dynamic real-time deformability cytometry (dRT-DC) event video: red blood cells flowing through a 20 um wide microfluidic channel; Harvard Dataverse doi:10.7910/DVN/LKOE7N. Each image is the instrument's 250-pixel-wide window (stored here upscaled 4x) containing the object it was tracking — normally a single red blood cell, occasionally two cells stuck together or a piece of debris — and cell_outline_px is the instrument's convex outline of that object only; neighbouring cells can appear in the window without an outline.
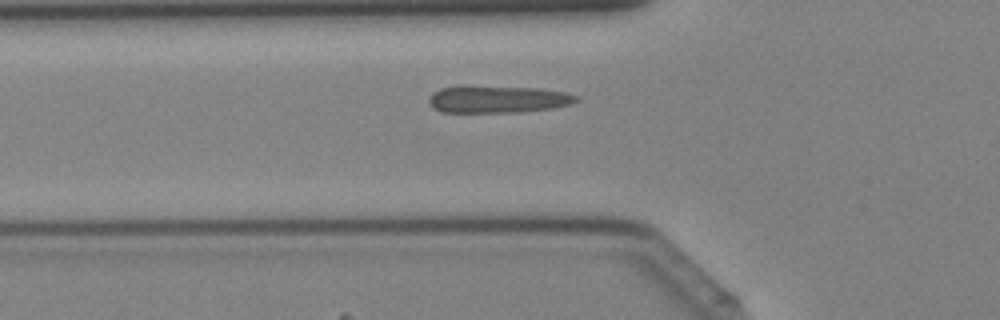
{"species": "Egyptian fruit bat (a non-hibernating species)", "species_latin": "Rousettus aegyptiacus", "temperature_condition": "cold", "stored_images_in_passage": 38, "camera_frame_rate_fps": 3000, "um_per_image_px": 0.085, "animal": {"sex": "female"}, "frame": {"image": 1, "passage_image": 10, "time_ms": 3.0, "image_size_px": [1000, 320], "cell_outline_px": [[580, 100], [572, 104], [556, 108], [520, 112], [440, 112], [428, 100], [432, 92], [440, 88], [460, 84], [468, 84], [540, 88], [564, 92], [576, 96]], "centroid_in_image_um": [42.3, 8.4], "position_along_channel_um": 83.5, "area_um2": 24.1}}
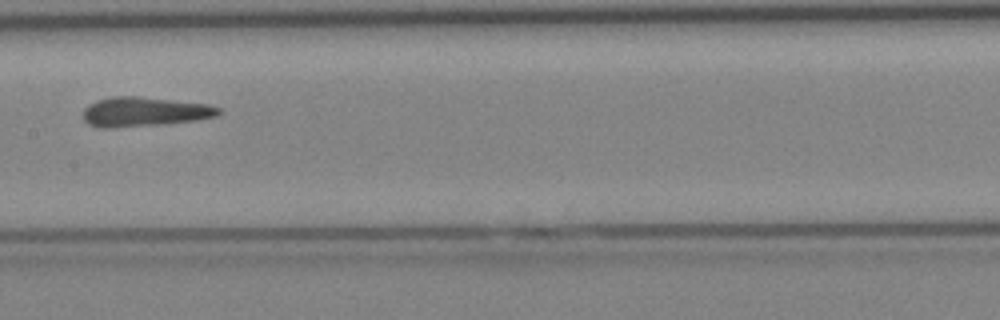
{"frame": {"image": 2, "passage_image": 17, "time_ms": 5.333, "image_size_px": [1000, 320], "cell_outline_px": [[224, 112], [216, 116], [196, 120], [164, 124], [112, 128], [100, 128], [88, 124], [84, 120], [84, 108], [88, 104], [96, 100], [112, 96], [136, 96], [208, 104], [220, 108]], "centroid_in_image_um": [12.26, 9.5], "position_along_channel_um": 195.1, "area_um2": 23.41}}
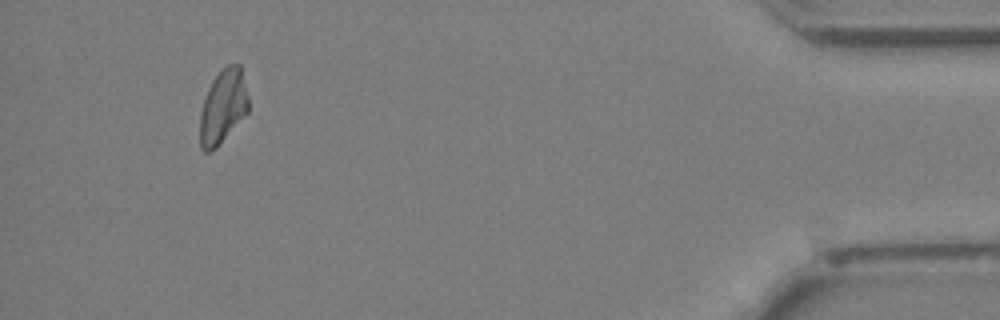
{"frame": {"image": 3, "passage_image": 35, "time_ms": 11.333, "image_size_px": [1000, 320], "cell_outline_px": [[248, 112], [216, 148], [208, 152], [204, 152], [200, 148], [200, 112], [208, 88], [212, 80], [228, 64], [240, 64], [248, 96]], "centroid_in_image_um": [18.94, 9.08], "position_along_channel_um": 416.3, "area_um2": 20.75}}